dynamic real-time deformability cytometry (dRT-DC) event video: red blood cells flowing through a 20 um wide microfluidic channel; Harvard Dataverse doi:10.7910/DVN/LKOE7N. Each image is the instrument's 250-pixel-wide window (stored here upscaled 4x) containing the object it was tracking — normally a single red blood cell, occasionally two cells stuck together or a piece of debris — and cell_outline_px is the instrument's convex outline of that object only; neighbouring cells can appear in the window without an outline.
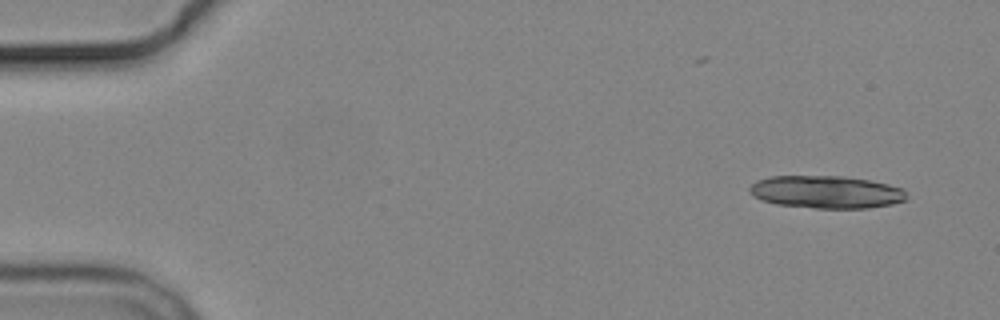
{"species": "common noctule bat (a hibernating species)", "species_latin": "Nyctalus noctula", "temperature_condition": "cold", "stored_images_in_passage": 4, "camera_frame_rate_fps": 3000, "um_per_image_px": 0.085, "animal": {"sex": "male", "body_mass_g": 19.2, "forearm_length_mm": 51.8}, "frame": {"image": 1, "passage_image": 1, "time_ms": 0.0, "image_size_px": [1000, 320], "cell_outline_px": [[908, 200], [892, 204], [868, 208], [816, 208], [776, 204], [760, 200], [748, 188], [756, 180], [772, 176], [844, 176], [868, 180], [888, 184], [904, 188], [908, 196]], "centroid_in_image_um": [70.28, 16.32], "position_along_channel_um": 14.7, "area_um2": 29.94}}